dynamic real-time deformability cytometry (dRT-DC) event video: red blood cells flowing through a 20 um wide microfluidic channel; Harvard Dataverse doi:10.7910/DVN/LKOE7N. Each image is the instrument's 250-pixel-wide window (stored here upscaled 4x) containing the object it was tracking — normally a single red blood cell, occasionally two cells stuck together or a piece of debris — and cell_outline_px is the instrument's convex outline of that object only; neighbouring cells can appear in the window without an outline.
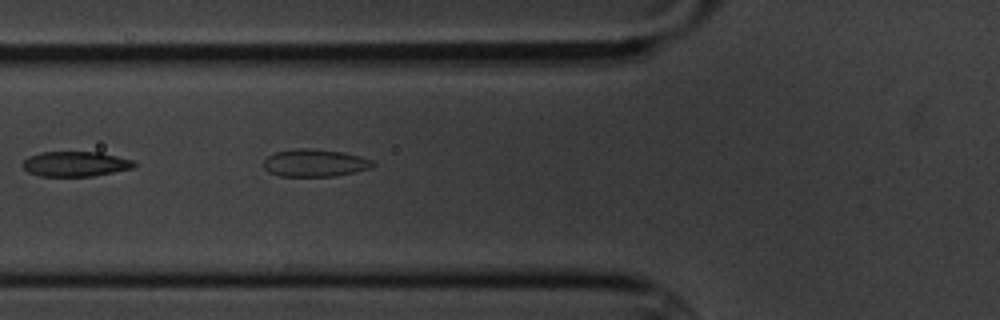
{"species": "common noctule bat (a hibernating species)", "species_latin": "Nyctalus noctula", "temperature_condition": "cold", "stored_images_in_passage": 8, "camera_frame_rate_fps": 3000, "um_per_image_px": 0.085, "animal": {"sex": "male", "body_mass_g": 20.1, "forearm_length_mm": 53.5}, "frame": {"image": 1, "passage_image": 6, "time_ms": 6.667, "image_size_px": [1000, 320], "cell_outline_px": [[136, 164], [132, 168], [92, 176], [40, 176], [28, 172], [20, 164], [28, 156], [40, 152], [100, 152], [132, 160]], "centroid_in_image_um": [6.35, 13.93], "position_along_channel_um": 119.4, "area_um2": 16.18}}